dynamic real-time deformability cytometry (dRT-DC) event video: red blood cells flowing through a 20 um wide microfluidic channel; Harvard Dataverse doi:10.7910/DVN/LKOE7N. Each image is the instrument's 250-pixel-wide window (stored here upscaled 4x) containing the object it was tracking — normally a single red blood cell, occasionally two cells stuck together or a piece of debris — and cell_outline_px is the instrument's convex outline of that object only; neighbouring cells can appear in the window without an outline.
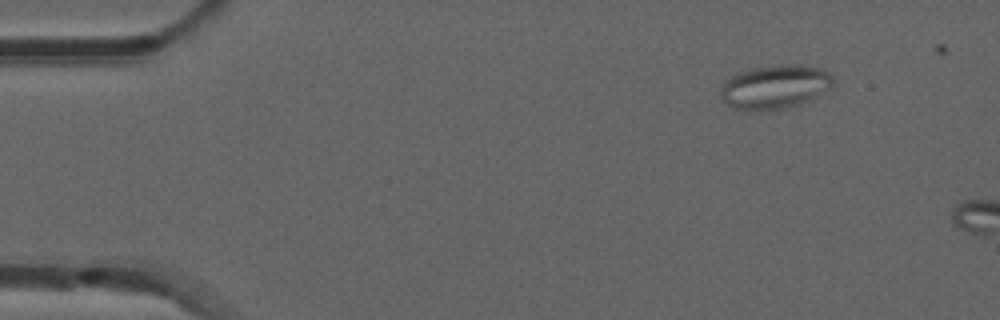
{"species": "common noctule bat (a hibernating species)", "species_latin": "Nyctalus noctula", "temperature_condition": "room temperature", "stored_images_in_passage": 5, "camera_frame_rate_fps": 3000, "um_per_image_px": 0.085, "animal": {"sex": "male", "forearm_length_mm": 52.5}, "frame": {"image": 1, "passage_image": 1, "time_ms": 0.0, "image_size_px": [1000, 320], "cell_outline_px": [[832, 88], [812, 100], [800, 104], [784, 108], [732, 108], [724, 104], [720, 100], [720, 88], [724, 80], [736, 72], [752, 68], [780, 64], [800, 64], [820, 68], [828, 72], [832, 76]], "centroid_in_image_um": [65.85, 7.35], "position_along_channel_um": 19.1, "area_um2": 28.9}}